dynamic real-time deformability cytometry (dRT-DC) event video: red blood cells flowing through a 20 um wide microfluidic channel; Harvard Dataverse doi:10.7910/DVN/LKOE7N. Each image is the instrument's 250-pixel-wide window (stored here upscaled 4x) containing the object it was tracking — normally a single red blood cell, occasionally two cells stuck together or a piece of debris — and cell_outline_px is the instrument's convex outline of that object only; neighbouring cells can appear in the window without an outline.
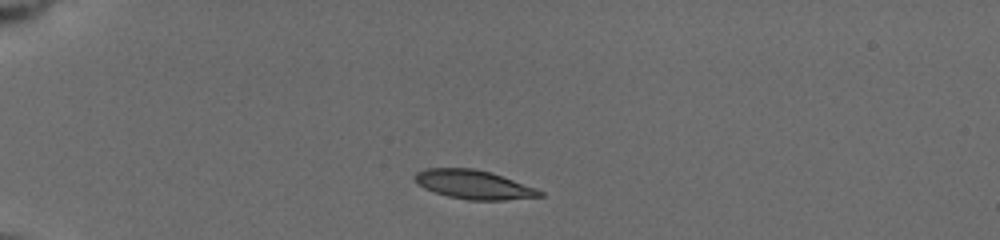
{"species": "common noctule bat (a hibernating species)", "species_latin": "Nyctalus noctula", "temperature_condition": "cold", "stored_images_in_passage": 4, "camera_frame_rate_fps": 3000, "um_per_image_px": 0.085, "animal": {"sex": "female", "body_mass_g": 19.5, "forearm_length_mm": 54.1}, "frame": {"image": 1, "passage_image": 1, "time_ms": 0.0, "image_size_px": [1000, 240], "cell_outline_px": [[544, 196], [504, 200], [468, 200], [448, 196], [424, 188], [416, 184], [412, 180], [412, 176], [416, 172], [424, 168], [472, 168], [492, 172], [536, 188], [544, 192]], "centroid_in_image_um": [40.23, 15.68], "position_along_channel_um": 44.8, "area_um2": 21.27}}
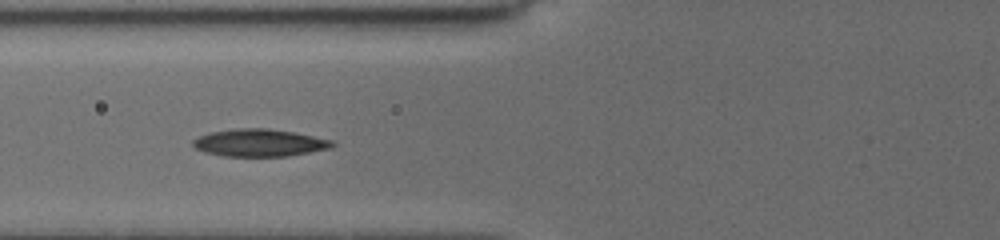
{"frame": {"image": 2, "passage_image": 3, "time_ms": 2.667, "image_size_px": [1000, 240], "cell_outline_px": [[336, 144], [332, 148], [288, 156], [224, 156], [204, 152], [196, 148], [192, 144], [192, 140], [200, 136], [212, 132], [236, 128], [268, 128], [292, 132], [332, 140]], "centroid_in_image_um": [22.06, 12.14], "position_along_channel_um": 103.7, "area_um2": 22.14}}